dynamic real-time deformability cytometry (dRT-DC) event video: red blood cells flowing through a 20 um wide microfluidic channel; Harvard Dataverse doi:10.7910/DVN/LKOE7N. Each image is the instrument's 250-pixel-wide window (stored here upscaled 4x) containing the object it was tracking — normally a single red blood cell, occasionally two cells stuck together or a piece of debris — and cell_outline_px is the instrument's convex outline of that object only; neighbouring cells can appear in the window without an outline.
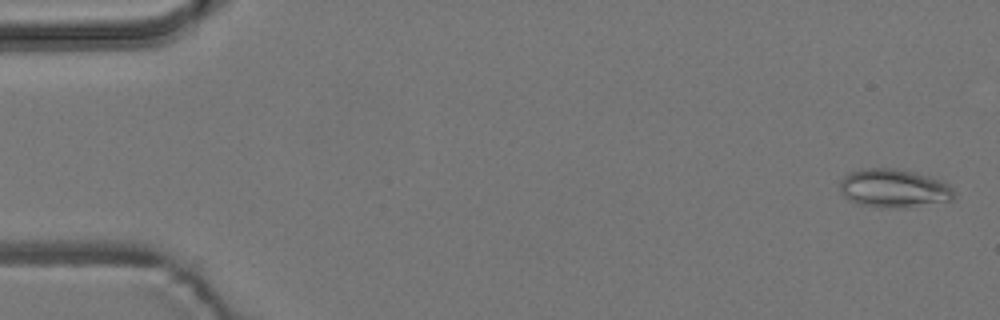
{"species": "common noctule bat (a hibernating species)", "species_latin": "Nyctalus noctula", "temperature_condition": "room temperature", "stored_images_in_passage": 11, "camera_frame_rate_fps": 3000, "um_per_image_px": 0.085, "animal": {"sex": "male", "body_mass_g": 19.2, "forearm_length_mm": 51.8}, "frame": {"image": 1, "passage_image": 2, "time_ms": 0.333, "image_size_px": [1000, 320], "cell_outline_px": [[956, 196], [952, 200], [904, 208], [896, 208], [856, 204], [848, 200], [840, 192], [840, 180], [848, 172], [860, 168], [896, 168], [928, 176], [940, 180], [948, 184], [956, 192]], "centroid_in_image_um": [75.95, 16.0], "position_along_channel_um": 9.0, "area_um2": 25.84}}